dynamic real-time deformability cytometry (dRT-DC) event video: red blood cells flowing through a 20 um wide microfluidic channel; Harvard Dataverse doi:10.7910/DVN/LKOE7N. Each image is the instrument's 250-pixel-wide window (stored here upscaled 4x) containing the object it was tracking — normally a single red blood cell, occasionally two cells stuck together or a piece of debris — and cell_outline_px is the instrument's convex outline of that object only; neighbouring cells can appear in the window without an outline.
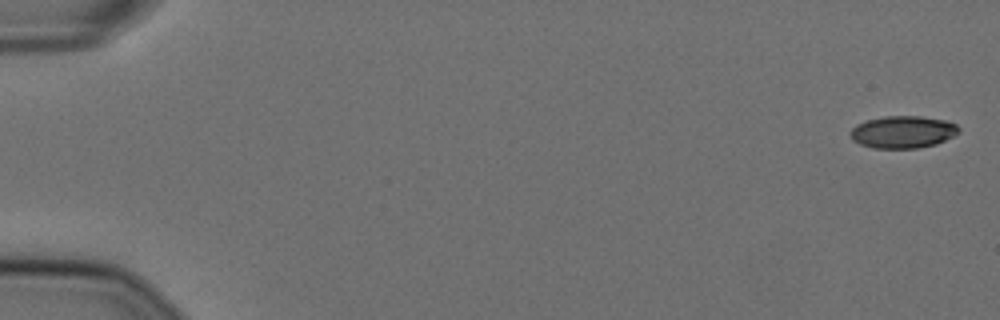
{"species": "Egyptian fruit bat (a non-hibernating species)", "species_latin": "Rousettus aegyptiacus", "temperature_condition": "cold", "stored_images_in_passage": 11, "camera_frame_rate_fps": 3000, "um_per_image_px": 0.085, "animal": {"sex": "female"}, "frame": {"image": 1, "passage_image": 1, "time_ms": 0.0, "image_size_px": [1000, 320], "cell_outline_px": [[960, 132], [936, 144], [916, 148], [872, 148], [860, 144], [852, 140], [848, 132], [856, 124], [868, 120], [884, 116], [920, 116], [944, 120], [956, 124], [960, 128]], "centroid_in_image_um": [76.71, 11.22], "position_along_channel_um": 8.3, "area_um2": 20.4}}